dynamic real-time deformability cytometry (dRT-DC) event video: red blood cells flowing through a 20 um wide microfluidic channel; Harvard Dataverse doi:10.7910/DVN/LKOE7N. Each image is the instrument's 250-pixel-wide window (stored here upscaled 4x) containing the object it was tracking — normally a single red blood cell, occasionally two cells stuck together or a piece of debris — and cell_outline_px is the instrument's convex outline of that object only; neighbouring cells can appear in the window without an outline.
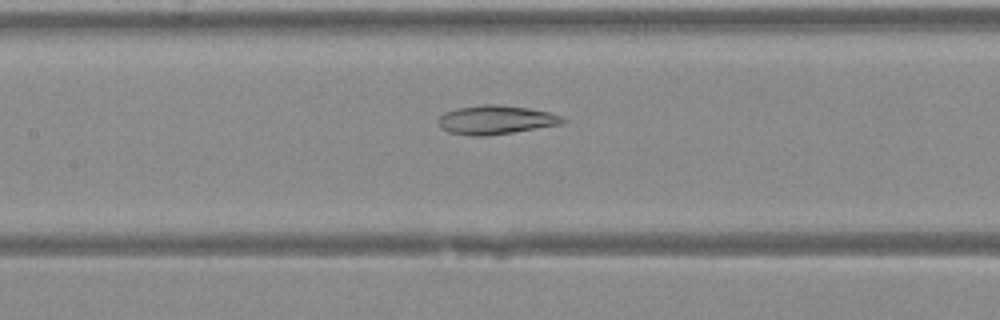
{"species": "Egyptian fruit bat (a non-hibernating species)", "species_latin": "Rousettus aegyptiacus", "temperature_condition": "warm", "stored_images_in_passage": 27, "camera_frame_rate_fps": 3000, "um_per_image_px": 0.085, "animal": {"sex": "female"}, "frame": {"image": 1, "passage_image": 9, "time_ms": 2.667, "image_size_px": [1000, 320], "cell_outline_px": [[568, 120], [564, 124], [512, 132], [484, 136], [472, 136], [448, 132], [440, 128], [436, 120], [444, 112], [456, 108], [484, 104], [496, 104], [528, 108], [548, 112], [564, 116]], "centroid_in_image_um": [42.14, 10.18], "position_along_channel_um": 165.3, "area_um2": 21.15}}
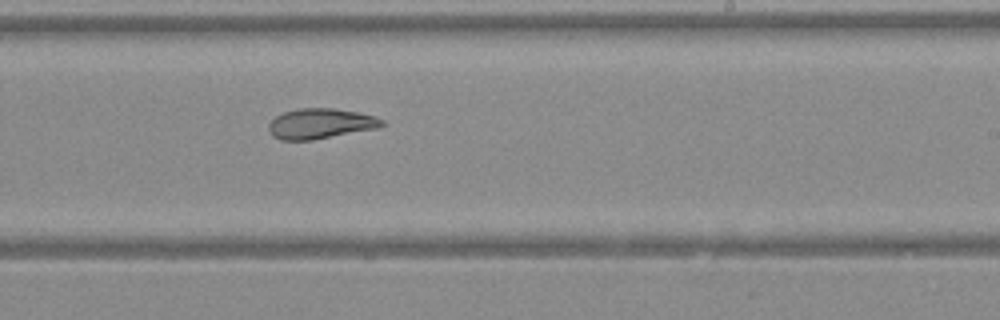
{"frame": {"image": 2, "passage_image": 15, "time_ms": 4.667, "image_size_px": [1000, 320], "cell_outline_px": [[384, 124], [376, 128], [312, 140], [280, 140], [272, 136], [268, 128], [268, 124], [276, 116], [284, 112], [296, 108], [332, 108], [356, 112], [372, 116], [384, 120]], "centroid_in_image_um": [27.18, 10.51], "position_along_channel_um": 261.8, "area_um2": 19.77}}
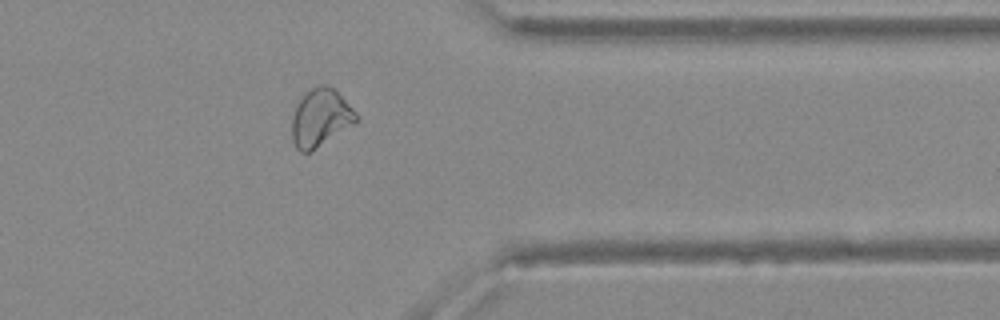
{"frame": {"image": 3, "passage_image": 23, "time_ms": 7.333, "image_size_px": [1000, 320], "cell_outline_px": [[360, 120], [312, 152], [300, 152], [296, 148], [292, 140], [292, 116], [296, 104], [300, 96], [304, 92], [320, 84], [324, 84], [332, 88], [360, 116]], "centroid_in_image_um": [27.22, 10.03], "position_along_channel_um": 384.2, "area_um2": 21.85}}